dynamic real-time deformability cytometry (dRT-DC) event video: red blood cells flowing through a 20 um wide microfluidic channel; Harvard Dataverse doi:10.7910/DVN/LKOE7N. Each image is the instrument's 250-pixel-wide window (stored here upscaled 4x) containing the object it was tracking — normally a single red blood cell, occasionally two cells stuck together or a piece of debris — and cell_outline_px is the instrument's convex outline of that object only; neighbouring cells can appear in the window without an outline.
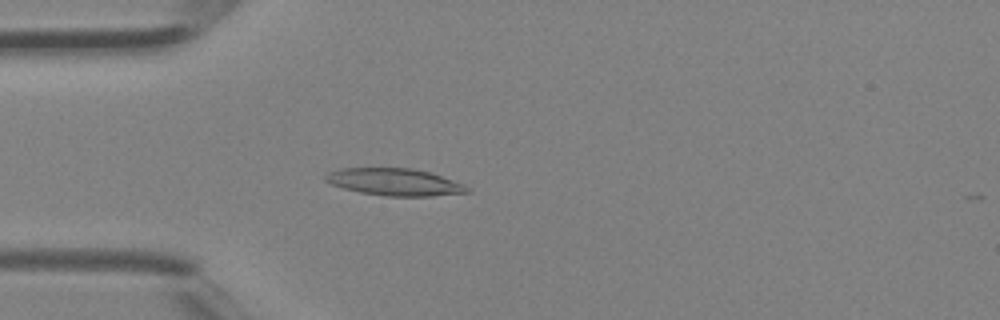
{"species": "Egyptian fruit bat (a non-hibernating species)", "species_latin": "Rousettus aegyptiacus", "temperature_condition": "room temperature", "stored_images_in_passage": 41, "camera_frame_rate_fps": 3000, "um_per_image_px": 0.085, "animal": {"sex": "female"}, "frame": {"image": 1, "passage_image": 12, "time_ms": 3.667, "image_size_px": [1000, 320], "cell_outline_px": [[468, 192], [432, 196], [388, 196], [360, 192], [344, 188], [332, 184], [324, 180], [324, 176], [328, 172], [340, 168], [412, 168], [432, 172], [464, 184], [468, 188]], "centroid_in_image_um": [33.54, 15.46], "position_along_channel_um": 51.5, "area_um2": 22.37}}
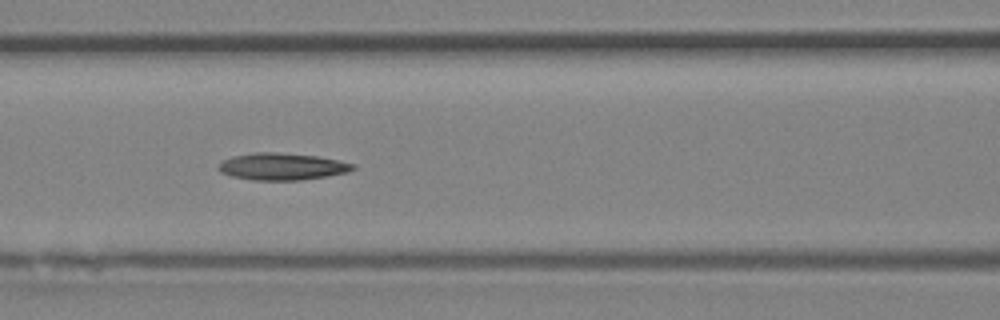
{"frame": {"image": 2, "passage_image": 18, "time_ms": 5.667, "image_size_px": [1000, 320], "cell_outline_px": [[356, 168], [348, 172], [328, 176], [300, 180], [252, 180], [232, 176], [220, 172], [216, 168], [216, 164], [232, 156], [252, 152], [276, 152], [316, 156], [356, 164]], "centroid_in_image_um": [23.94, 14.15], "position_along_channel_um": 142.7, "area_um2": 21.27}}
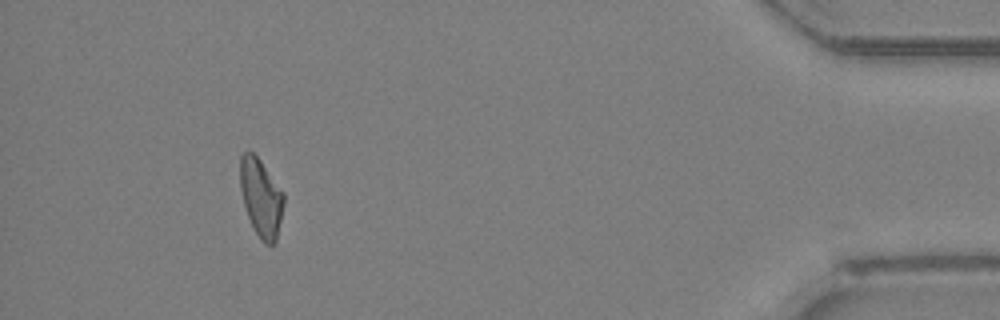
{"frame": {"image": 3, "passage_image": 38, "time_ms": 12.333, "image_size_px": [1000, 320], "cell_outline_px": [[284, 204], [276, 244], [264, 244], [260, 240], [248, 216], [244, 204], [240, 188], [240, 156], [248, 148], [260, 160], [284, 192]], "centroid_in_image_um": [22.2, 16.79], "position_along_channel_um": 413.0, "area_um2": 19.94}}